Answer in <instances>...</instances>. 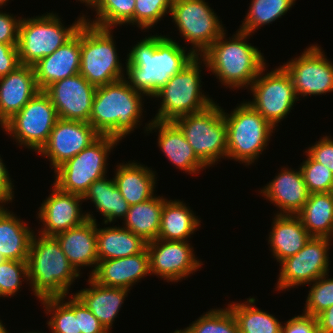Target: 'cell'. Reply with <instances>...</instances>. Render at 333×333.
<instances>
[{
	"label": "cell",
	"instance_id": "1",
	"mask_svg": "<svg viewBox=\"0 0 333 333\" xmlns=\"http://www.w3.org/2000/svg\"><path fill=\"white\" fill-rule=\"evenodd\" d=\"M137 43L127 55L128 78L124 79L136 91L151 98L196 57L165 35H152Z\"/></svg>",
	"mask_w": 333,
	"mask_h": 333
},
{
	"label": "cell",
	"instance_id": "2",
	"mask_svg": "<svg viewBox=\"0 0 333 333\" xmlns=\"http://www.w3.org/2000/svg\"><path fill=\"white\" fill-rule=\"evenodd\" d=\"M237 31L229 41L223 32L201 55L205 67L231 89L249 87L266 65L258 48L246 42L250 34Z\"/></svg>",
	"mask_w": 333,
	"mask_h": 333
},
{
	"label": "cell",
	"instance_id": "3",
	"mask_svg": "<svg viewBox=\"0 0 333 333\" xmlns=\"http://www.w3.org/2000/svg\"><path fill=\"white\" fill-rule=\"evenodd\" d=\"M142 95L126 79L98 86L89 123L101 136L120 141L139 125L143 113Z\"/></svg>",
	"mask_w": 333,
	"mask_h": 333
},
{
	"label": "cell",
	"instance_id": "4",
	"mask_svg": "<svg viewBox=\"0 0 333 333\" xmlns=\"http://www.w3.org/2000/svg\"><path fill=\"white\" fill-rule=\"evenodd\" d=\"M33 235L28 254V281L39 300L67 296L80 276L55 236ZM38 237V238H37Z\"/></svg>",
	"mask_w": 333,
	"mask_h": 333
},
{
	"label": "cell",
	"instance_id": "5",
	"mask_svg": "<svg viewBox=\"0 0 333 333\" xmlns=\"http://www.w3.org/2000/svg\"><path fill=\"white\" fill-rule=\"evenodd\" d=\"M60 17L53 13L21 18L17 50L21 65L34 66L45 56L63 46L84 22V15L70 27H64Z\"/></svg>",
	"mask_w": 333,
	"mask_h": 333
},
{
	"label": "cell",
	"instance_id": "6",
	"mask_svg": "<svg viewBox=\"0 0 333 333\" xmlns=\"http://www.w3.org/2000/svg\"><path fill=\"white\" fill-rule=\"evenodd\" d=\"M227 128V158L245 163H254L267 142L274 128L249 103L243 102L230 114L223 110Z\"/></svg>",
	"mask_w": 333,
	"mask_h": 333
},
{
	"label": "cell",
	"instance_id": "7",
	"mask_svg": "<svg viewBox=\"0 0 333 333\" xmlns=\"http://www.w3.org/2000/svg\"><path fill=\"white\" fill-rule=\"evenodd\" d=\"M200 59L201 56H196L153 96L162 99L154 120L174 121L183 115L201 112L214 103L201 91Z\"/></svg>",
	"mask_w": 333,
	"mask_h": 333
},
{
	"label": "cell",
	"instance_id": "8",
	"mask_svg": "<svg viewBox=\"0 0 333 333\" xmlns=\"http://www.w3.org/2000/svg\"><path fill=\"white\" fill-rule=\"evenodd\" d=\"M111 31L86 22L81 25L79 73L96 87L125 78Z\"/></svg>",
	"mask_w": 333,
	"mask_h": 333
},
{
	"label": "cell",
	"instance_id": "9",
	"mask_svg": "<svg viewBox=\"0 0 333 333\" xmlns=\"http://www.w3.org/2000/svg\"><path fill=\"white\" fill-rule=\"evenodd\" d=\"M214 102L205 110L183 115L173 122L183 132L196 156L212 166L227 157V128L223 109Z\"/></svg>",
	"mask_w": 333,
	"mask_h": 333
},
{
	"label": "cell",
	"instance_id": "10",
	"mask_svg": "<svg viewBox=\"0 0 333 333\" xmlns=\"http://www.w3.org/2000/svg\"><path fill=\"white\" fill-rule=\"evenodd\" d=\"M117 143L116 138L100 136L54 170V185L62 191L84 196L94 181L106 176L108 155Z\"/></svg>",
	"mask_w": 333,
	"mask_h": 333
},
{
	"label": "cell",
	"instance_id": "11",
	"mask_svg": "<svg viewBox=\"0 0 333 333\" xmlns=\"http://www.w3.org/2000/svg\"><path fill=\"white\" fill-rule=\"evenodd\" d=\"M58 119L51 99L43 90H39L1 128L17 140L20 146L25 145L38 153L46 144Z\"/></svg>",
	"mask_w": 333,
	"mask_h": 333
},
{
	"label": "cell",
	"instance_id": "12",
	"mask_svg": "<svg viewBox=\"0 0 333 333\" xmlns=\"http://www.w3.org/2000/svg\"><path fill=\"white\" fill-rule=\"evenodd\" d=\"M170 15L195 56H201L226 31L205 0H173Z\"/></svg>",
	"mask_w": 333,
	"mask_h": 333
},
{
	"label": "cell",
	"instance_id": "13",
	"mask_svg": "<svg viewBox=\"0 0 333 333\" xmlns=\"http://www.w3.org/2000/svg\"><path fill=\"white\" fill-rule=\"evenodd\" d=\"M265 70L264 66L249 86L253 100L247 103L275 128L290 113L295 101L301 99H298L291 76L283 66L264 75Z\"/></svg>",
	"mask_w": 333,
	"mask_h": 333
},
{
	"label": "cell",
	"instance_id": "14",
	"mask_svg": "<svg viewBox=\"0 0 333 333\" xmlns=\"http://www.w3.org/2000/svg\"><path fill=\"white\" fill-rule=\"evenodd\" d=\"M330 238L311 237L295 255L280 262V274L276 288L289 289L311 284L329 272Z\"/></svg>",
	"mask_w": 333,
	"mask_h": 333
},
{
	"label": "cell",
	"instance_id": "15",
	"mask_svg": "<svg viewBox=\"0 0 333 333\" xmlns=\"http://www.w3.org/2000/svg\"><path fill=\"white\" fill-rule=\"evenodd\" d=\"M282 66L291 76L297 97L333 91V64L320 46H309L301 56Z\"/></svg>",
	"mask_w": 333,
	"mask_h": 333
},
{
	"label": "cell",
	"instance_id": "16",
	"mask_svg": "<svg viewBox=\"0 0 333 333\" xmlns=\"http://www.w3.org/2000/svg\"><path fill=\"white\" fill-rule=\"evenodd\" d=\"M150 273L167 282H178L196 272L201 261L196 260L188 241L155 239L147 242Z\"/></svg>",
	"mask_w": 333,
	"mask_h": 333
},
{
	"label": "cell",
	"instance_id": "17",
	"mask_svg": "<svg viewBox=\"0 0 333 333\" xmlns=\"http://www.w3.org/2000/svg\"><path fill=\"white\" fill-rule=\"evenodd\" d=\"M101 135L90 123L58 119L46 144L38 152L49 158L53 170L90 146Z\"/></svg>",
	"mask_w": 333,
	"mask_h": 333
},
{
	"label": "cell",
	"instance_id": "18",
	"mask_svg": "<svg viewBox=\"0 0 333 333\" xmlns=\"http://www.w3.org/2000/svg\"><path fill=\"white\" fill-rule=\"evenodd\" d=\"M96 88L79 73L49 85L44 92L58 118L89 123Z\"/></svg>",
	"mask_w": 333,
	"mask_h": 333
},
{
	"label": "cell",
	"instance_id": "19",
	"mask_svg": "<svg viewBox=\"0 0 333 333\" xmlns=\"http://www.w3.org/2000/svg\"><path fill=\"white\" fill-rule=\"evenodd\" d=\"M52 193L44 200L39 208L38 217L43 222L40 234L55 236L83 224L86 220H94L95 217L89 213H82L81 201L83 196L60 190L53 184ZM82 213V214H81Z\"/></svg>",
	"mask_w": 333,
	"mask_h": 333
},
{
	"label": "cell",
	"instance_id": "20",
	"mask_svg": "<svg viewBox=\"0 0 333 333\" xmlns=\"http://www.w3.org/2000/svg\"><path fill=\"white\" fill-rule=\"evenodd\" d=\"M80 58L81 26L63 46L33 66L39 90L44 91L49 85L59 80L79 74Z\"/></svg>",
	"mask_w": 333,
	"mask_h": 333
},
{
	"label": "cell",
	"instance_id": "21",
	"mask_svg": "<svg viewBox=\"0 0 333 333\" xmlns=\"http://www.w3.org/2000/svg\"><path fill=\"white\" fill-rule=\"evenodd\" d=\"M150 274L147 249L132 256L100 260L90 278L99 285L130 290L134 283Z\"/></svg>",
	"mask_w": 333,
	"mask_h": 333
},
{
	"label": "cell",
	"instance_id": "22",
	"mask_svg": "<svg viewBox=\"0 0 333 333\" xmlns=\"http://www.w3.org/2000/svg\"><path fill=\"white\" fill-rule=\"evenodd\" d=\"M38 91L33 66L19 65L0 77V126L18 113Z\"/></svg>",
	"mask_w": 333,
	"mask_h": 333
},
{
	"label": "cell",
	"instance_id": "23",
	"mask_svg": "<svg viewBox=\"0 0 333 333\" xmlns=\"http://www.w3.org/2000/svg\"><path fill=\"white\" fill-rule=\"evenodd\" d=\"M146 131L158 130V147L177 169L186 173L198 174L207 166L196 156L183 132L173 121L152 120L145 127ZM198 172V173H197Z\"/></svg>",
	"mask_w": 333,
	"mask_h": 333
},
{
	"label": "cell",
	"instance_id": "24",
	"mask_svg": "<svg viewBox=\"0 0 333 333\" xmlns=\"http://www.w3.org/2000/svg\"><path fill=\"white\" fill-rule=\"evenodd\" d=\"M260 192L279 208L278 215H297L310 195L300 168H283Z\"/></svg>",
	"mask_w": 333,
	"mask_h": 333
},
{
	"label": "cell",
	"instance_id": "25",
	"mask_svg": "<svg viewBox=\"0 0 333 333\" xmlns=\"http://www.w3.org/2000/svg\"><path fill=\"white\" fill-rule=\"evenodd\" d=\"M55 237L70 264L78 273L81 266L93 267L94 265L91 276L99 261L96 244V221L88 219L80 226L60 232Z\"/></svg>",
	"mask_w": 333,
	"mask_h": 333
},
{
	"label": "cell",
	"instance_id": "26",
	"mask_svg": "<svg viewBox=\"0 0 333 333\" xmlns=\"http://www.w3.org/2000/svg\"><path fill=\"white\" fill-rule=\"evenodd\" d=\"M89 287L74 294L100 321L107 331L130 291L125 288L99 285L89 277Z\"/></svg>",
	"mask_w": 333,
	"mask_h": 333
},
{
	"label": "cell",
	"instance_id": "27",
	"mask_svg": "<svg viewBox=\"0 0 333 333\" xmlns=\"http://www.w3.org/2000/svg\"><path fill=\"white\" fill-rule=\"evenodd\" d=\"M268 242L274 258L282 260L299 252L312 237L297 215H278L273 218Z\"/></svg>",
	"mask_w": 333,
	"mask_h": 333
},
{
	"label": "cell",
	"instance_id": "28",
	"mask_svg": "<svg viewBox=\"0 0 333 333\" xmlns=\"http://www.w3.org/2000/svg\"><path fill=\"white\" fill-rule=\"evenodd\" d=\"M113 179L117 189L130 206L154 197L157 178L154 171L145 165L135 162L119 164Z\"/></svg>",
	"mask_w": 333,
	"mask_h": 333
},
{
	"label": "cell",
	"instance_id": "29",
	"mask_svg": "<svg viewBox=\"0 0 333 333\" xmlns=\"http://www.w3.org/2000/svg\"><path fill=\"white\" fill-rule=\"evenodd\" d=\"M24 224L0 204V254L6 260H28L34 232Z\"/></svg>",
	"mask_w": 333,
	"mask_h": 333
},
{
	"label": "cell",
	"instance_id": "30",
	"mask_svg": "<svg viewBox=\"0 0 333 333\" xmlns=\"http://www.w3.org/2000/svg\"><path fill=\"white\" fill-rule=\"evenodd\" d=\"M96 223V244L98 260L118 259L143 252L147 242L138 235H135L127 228L104 227L97 228Z\"/></svg>",
	"mask_w": 333,
	"mask_h": 333
},
{
	"label": "cell",
	"instance_id": "31",
	"mask_svg": "<svg viewBox=\"0 0 333 333\" xmlns=\"http://www.w3.org/2000/svg\"><path fill=\"white\" fill-rule=\"evenodd\" d=\"M200 219L179 200H165L157 239L187 241L200 226Z\"/></svg>",
	"mask_w": 333,
	"mask_h": 333
},
{
	"label": "cell",
	"instance_id": "32",
	"mask_svg": "<svg viewBox=\"0 0 333 333\" xmlns=\"http://www.w3.org/2000/svg\"><path fill=\"white\" fill-rule=\"evenodd\" d=\"M297 216L312 237L333 238V192L310 194Z\"/></svg>",
	"mask_w": 333,
	"mask_h": 333
},
{
	"label": "cell",
	"instance_id": "33",
	"mask_svg": "<svg viewBox=\"0 0 333 333\" xmlns=\"http://www.w3.org/2000/svg\"><path fill=\"white\" fill-rule=\"evenodd\" d=\"M165 200L163 197L154 195L145 202L130 206L123 220L124 228L141 236L146 242L157 239Z\"/></svg>",
	"mask_w": 333,
	"mask_h": 333
},
{
	"label": "cell",
	"instance_id": "34",
	"mask_svg": "<svg viewBox=\"0 0 333 333\" xmlns=\"http://www.w3.org/2000/svg\"><path fill=\"white\" fill-rule=\"evenodd\" d=\"M91 200L96 209L104 216V224L116 221L117 217L125 218L130 205L124 200L117 189L114 179H102L94 181L83 200Z\"/></svg>",
	"mask_w": 333,
	"mask_h": 333
},
{
	"label": "cell",
	"instance_id": "35",
	"mask_svg": "<svg viewBox=\"0 0 333 333\" xmlns=\"http://www.w3.org/2000/svg\"><path fill=\"white\" fill-rule=\"evenodd\" d=\"M255 298H248L246 303L228 304L240 333H281L282 324L265 311L256 308Z\"/></svg>",
	"mask_w": 333,
	"mask_h": 333
},
{
	"label": "cell",
	"instance_id": "36",
	"mask_svg": "<svg viewBox=\"0 0 333 333\" xmlns=\"http://www.w3.org/2000/svg\"><path fill=\"white\" fill-rule=\"evenodd\" d=\"M91 7L97 15L93 21L84 17V22L90 25L104 29H112L118 24L134 25L135 0H96Z\"/></svg>",
	"mask_w": 333,
	"mask_h": 333
},
{
	"label": "cell",
	"instance_id": "37",
	"mask_svg": "<svg viewBox=\"0 0 333 333\" xmlns=\"http://www.w3.org/2000/svg\"><path fill=\"white\" fill-rule=\"evenodd\" d=\"M64 298L65 296L40 300L46 313L52 314L47 324L52 333H81L78 332V298L74 294L70 301L66 302Z\"/></svg>",
	"mask_w": 333,
	"mask_h": 333
},
{
	"label": "cell",
	"instance_id": "38",
	"mask_svg": "<svg viewBox=\"0 0 333 333\" xmlns=\"http://www.w3.org/2000/svg\"><path fill=\"white\" fill-rule=\"evenodd\" d=\"M296 0H252L243 23L239 30L251 33L262 25H267L285 13L295 5Z\"/></svg>",
	"mask_w": 333,
	"mask_h": 333
},
{
	"label": "cell",
	"instance_id": "39",
	"mask_svg": "<svg viewBox=\"0 0 333 333\" xmlns=\"http://www.w3.org/2000/svg\"><path fill=\"white\" fill-rule=\"evenodd\" d=\"M184 330L187 333H240L229 307L206 312Z\"/></svg>",
	"mask_w": 333,
	"mask_h": 333
},
{
	"label": "cell",
	"instance_id": "40",
	"mask_svg": "<svg viewBox=\"0 0 333 333\" xmlns=\"http://www.w3.org/2000/svg\"><path fill=\"white\" fill-rule=\"evenodd\" d=\"M306 157L300 169L309 193L333 192V173L324 165L314 161L308 154Z\"/></svg>",
	"mask_w": 333,
	"mask_h": 333
},
{
	"label": "cell",
	"instance_id": "41",
	"mask_svg": "<svg viewBox=\"0 0 333 333\" xmlns=\"http://www.w3.org/2000/svg\"><path fill=\"white\" fill-rule=\"evenodd\" d=\"M328 273L316 279L308 293L304 314L316 317L333 305V278ZM327 278V279H326Z\"/></svg>",
	"mask_w": 333,
	"mask_h": 333
},
{
	"label": "cell",
	"instance_id": "42",
	"mask_svg": "<svg viewBox=\"0 0 333 333\" xmlns=\"http://www.w3.org/2000/svg\"><path fill=\"white\" fill-rule=\"evenodd\" d=\"M173 0H135L134 25L142 30L155 26L168 12Z\"/></svg>",
	"mask_w": 333,
	"mask_h": 333
},
{
	"label": "cell",
	"instance_id": "43",
	"mask_svg": "<svg viewBox=\"0 0 333 333\" xmlns=\"http://www.w3.org/2000/svg\"><path fill=\"white\" fill-rule=\"evenodd\" d=\"M22 277L28 281L27 260H5L0 264V297H11L20 290Z\"/></svg>",
	"mask_w": 333,
	"mask_h": 333
},
{
	"label": "cell",
	"instance_id": "44",
	"mask_svg": "<svg viewBox=\"0 0 333 333\" xmlns=\"http://www.w3.org/2000/svg\"><path fill=\"white\" fill-rule=\"evenodd\" d=\"M314 161L324 165L333 173V139L322 137L305 151Z\"/></svg>",
	"mask_w": 333,
	"mask_h": 333
},
{
	"label": "cell",
	"instance_id": "45",
	"mask_svg": "<svg viewBox=\"0 0 333 333\" xmlns=\"http://www.w3.org/2000/svg\"><path fill=\"white\" fill-rule=\"evenodd\" d=\"M16 19L9 13L0 11V43L17 46L21 17Z\"/></svg>",
	"mask_w": 333,
	"mask_h": 333
},
{
	"label": "cell",
	"instance_id": "46",
	"mask_svg": "<svg viewBox=\"0 0 333 333\" xmlns=\"http://www.w3.org/2000/svg\"><path fill=\"white\" fill-rule=\"evenodd\" d=\"M281 333H319L317 318L304 313L292 317L282 325Z\"/></svg>",
	"mask_w": 333,
	"mask_h": 333
},
{
	"label": "cell",
	"instance_id": "47",
	"mask_svg": "<svg viewBox=\"0 0 333 333\" xmlns=\"http://www.w3.org/2000/svg\"><path fill=\"white\" fill-rule=\"evenodd\" d=\"M78 332L107 333L96 316L78 299Z\"/></svg>",
	"mask_w": 333,
	"mask_h": 333
},
{
	"label": "cell",
	"instance_id": "48",
	"mask_svg": "<svg viewBox=\"0 0 333 333\" xmlns=\"http://www.w3.org/2000/svg\"><path fill=\"white\" fill-rule=\"evenodd\" d=\"M19 65L17 46L0 43V77L14 71Z\"/></svg>",
	"mask_w": 333,
	"mask_h": 333
},
{
	"label": "cell",
	"instance_id": "49",
	"mask_svg": "<svg viewBox=\"0 0 333 333\" xmlns=\"http://www.w3.org/2000/svg\"><path fill=\"white\" fill-rule=\"evenodd\" d=\"M2 161L0 156V204H5L8 201L12 202L14 185L10 180L11 178L9 177L8 170L5 168L6 166Z\"/></svg>",
	"mask_w": 333,
	"mask_h": 333
},
{
	"label": "cell",
	"instance_id": "50",
	"mask_svg": "<svg viewBox=\"0 0 333 333\" xmlns=\"http://www.w3.org/2000/svg\"><path fill=\"white\" fill-rule=\"evenodd\" d=\"M319 333H333V305L316 316Z\"/></svg>",
	"mask_w": 333,
	"mask_h": 333
},
{
	"label": "cell",
	"instance_id": "51",
	"mask_svg": "<svg viewBox=\"0 0 333 333\" xmlns=\"http://www.w3.org/2000/svg\"><path fill=\"white\" fill-rule=\"evenodd\" d=\"M79 1V0H78ZM96 0H80L82 3H86L87 6L91 8V6L95 3Z\"/></svg>",
	"mask_w": 333,
	"mask_h": 333
},
{
	"label": "cell",
	"instance_id": "52",
	"mask_svg": "<svg viewBox=\"0 0 333 333\" xmlns=\"http://www.w3.org/2000/svg\"><path fill=\"white\" fill-rule=\"evenodd\" d=\"M0 333H9L6 330L5 325L2 324L1 320H0Z\"/></svg>",
	"mask_w": 333,
	"mask_h": 333
},
{
	"label": "cell",
	"instance_id": "53",
	"mask_svg": "<svg viewBox=\"0 0 333 333\" xmlns=\"http://www.w3.org/2000/svg\"><path fill=\"white\" fill-rule=\"evenodd\" d=\"M9 0H0V8L6 4V2Z\"/></svg>",
	"mask_w": 333,
	"mask_h": 333
},
{
	"label": "cell",
	"instance_id": "54",
	"mask_svg": "<svg viewBox=\"0 0 333 333\" xmlns=\"http://www.w3.org/2000/svg\"><path fill=\"white\" fill-rule=\"evenodd\" d=\"M6 259L3 257V255L0 254V264L3 263Z\"/></svg>",
	"mask_w": 333,
	"mask_h": 333
},
{
	"label": "cell",
	"instance_id": "55",
	"mask_svg": "<svg viewBox=\"0 0 333 333\" xmlns=\"http://www.w3.org/2000/svg\"><path fill=\"white\" fill-rule=\"evenodd\" d=\"M174 333H187L185 330H175Z\"/></svg>",
	"mask_w": 333,
	"mask_h": 333
}]
</instances>
